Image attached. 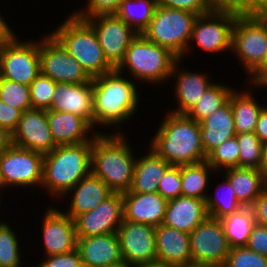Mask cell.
<instances>
[{"label": "cell", "instance_id": "1", "mask_svg": "<svg viewBox=\"0 0 267 267\" xmlns=\"http://www.w3.org/2000/svg\"><path fill=\"white\" fill-rule=\"evenodd\" d=\"M136 83L116 69L92 78L94 130L102 125L119 129L133 118L141 100Z\"/></svg>", "mask_w": 267, "mask_h": 267}, {"label": "cell", "instance_id": "2", "mask_svg": "<svg viewBox=\"0 0 267 267\" xmlns=\"http://www.w3.org/2000/svg\"><path fill=\"white\" fill-rule=\"evenodd\" d=\"M156 129L148 146L169 164H195L207 159L200 138V122L186 114L167 111Z\"/></svg>", "mask_w": 267, "mask_h": 267}, {"label": "cell", "instance_id": "3", "mask_svg": "<svg viewBox=\"0 0 267 267\" xmlns=\"http://www.w3.org/2000/svg\"><path fill=\"white\" fill-rule=\"evenodd\" d=\"M125 136L119 130L98 133L93 139L91 154V173L118 193L129 191L137 161L133 146Z\"/></svg>", "mask_w": 267, "mask_h": 267}, {"label": "cell", "instance_id": "4", "mask_svg": "<svg viewBox=\"0 0 267 267\" xmlns=\"http://www.w3.org/2000/svg\"><path fill=\"white\" fill-rule=\"evenodd\" d=\"M92 148L93 140L56 146L50 153L44 155L41 187L47 195L49 194L52 199H61L81 179L91 173Z\"/></svg>", "mask_w": 267, "mask_h": 267}, {"label": "cell", "instance_id": "5", "mask_svg": "<svg viewBox=\"0 0 267 267\" xmlns=\"http://www.w3.org/2000/svg\"><path fill=\"white\" fill-rule=\"evenodd\" d=\"M49 32L94 78L115 70L107 60L92 26L73 12Z\"/></svg>", "mask_w": 267, "mask_h": 267}, {"label": "cell", "instance_id": "6", "mask_svg": "<svg viewBox=\"0 0 267 267\" xmlns=\"http://www.w3.org/2000/svg\"><path fill=\"white\" fill-rule=\"evenodd\" d=\"M178 59L169 49L151 42L143 34H138L115 69L123 74L127 70L126 74H130L129 77L139 81V84L145 82L148 85H163L172 79V68Z\"/></svg>", "mask_w": 267, "mask_h": 267}, {"label": "cell", "instance_id": "7", "mask_svg": "<svg viewBox=\"0 0 267 267\" xmlns=\"http://www.w3.org/2000/svg\"><path fill=\"white\" fill-rule=\"evenodd\" d=\"M197 17L198 15L191 11L157 5L149 26L142 34L151 42L169 49L179 59H183L193 54L194 46L190 45V39Z\"/></svg>", "mask_w": 267, "mask_h": 267}, {"label": "cell", "instance_id": "8", "mask_svg": "<svg viewBox=\"0 0 267 267\" xmlns=\"http://www.w3.org/2000/svg\"><path fill=\"white\" fill-rule=\"evenodd\" d=\"M267 51V14L240 13L232 29L231 52L250 77L264 62Z\"/></svg>", "mask_w": 267, "mask_h": 267}, {"label": "cell", "instance_id": "9", "mask_svg": "<svg viewBox=\"0 0 267 267\" xmlns=\"http://www.w3.org/2000/svg\"><path fill=\"white\" fill-rule=\"evenodd\" d=\"M239 14L230 7L214 6L210 11L198 15L190 44L196 42L197 47L208 54L231 51L232 29Z\"/></svg>", "mask_w": 267, "mask_h": 267}, {"label": "cell", "instance_id": "10", "mask_svg": "<svg viewBox=\"0 0 267 267\" xmlns=\"http://www.w3.org/2000/svg\"><path fill=\"white\" fill-rule=\"evenodd\" d=\"M44 155L11 145L0 153V179L2 189L8 187H40ZM28 187V188H27Z\"/></svg>", "mask_w": 267, "mask_h": 267}, {"label": "cell", "instance_id": "11", "mask_svg": "<svg viewBox=\"0 0 267 267\" xmlns=\"http://www.w3.org/2000/svg\"><path fill=\"white\" fill-rule=\"evenodd\" d=\"M40 73L39 41L16 36L0 46V77L30 86Z\"/></svg>", "mask_w": 267, "mask_h": 267}, {"label": "cell", "instance_id": "12", "mask_svg": "<svg viewBox=\"0 0 267 267\" xmlns=\"http://www.w3.org/2000/svg\"><path fill=\"white\" fill-rule=\"evenodd\" d=\"M41 38V39H40ZM39 38L40 72L57 83H84L92 78L50 34Z\"/></svg>", "mask_w": 267, "mask_h": 267}, {"label": "cell", "instance_id": "13", "mask_svg": "<svg viewBox=\"0 0 267 267\" xmlns=\"http://www.w3.org/2000/svg\"><path fill=\"white\" fill-rule=\"evenodd\" d=\"M189 236L192 260L224 266L231 247L221 220L208 216Z\"/></svg>", "mask_w": 267, "mask_h": 267}, {"label": "cell", "instance_id": "14", "mask_svg": "<svg viewBox=\"0 0 267 267\" xmlns=\"http://www.w3.org/2000/svg\"><path fill=\"white\" fill-rule=\"evenodd\" d=\"M86 21L96 32L105 57L116 68L138 33L116 14L98 15Z\"/></svg>", "mask_w": 267, "mask_h": 267}, {"label": "cell", "instance_id": "15", "mask_svg": "<svg viewBox=\"0 0 267 267\" xmlns=\"http://www.w3.org/2000/svg\"><path fill=\"white\" fill-rule=\"evenodd\" d=\"M117 235L123 261L134 266L157 263L154 226L123 220Z\"/></svg>", "mask_w": 267, "mask_h": 267}, {"label": "cell", "instance_id": "16", "mask_svg": "<svg viewBox=\"0 0 267 267\" xmlns=\"http://www.w3.org/2000/svg\"><path fill=\"white\" fill-rule=\"evenodd\" d=\"M124 220L123 195L113 192L94 210L74 219L77 238L117 233Z\"/></svg>", "mask_w": 267, "mask_h": 267}, {"label": "cell", "instance_id": "17", "mask_svg": "<svg viewBox=\"0 0 267 267\" xmlns=\"http://www.w3.org/2000/svg\"><path fill=\"white\" fill-rule=\"evenodd\" d=\"M11 138L13 145L43 155L50 153L56 147L51 135L46 110L30 109L22 112Z\"/></svg>", "mask_w": 267, "mask_h": 267}, {"label": "cell", "instance_id": "18", "mask_svg": "<svg viewBox=\"0 0 267 267\" xmlns=\"http://www.w3.org/2000/svg\"><path fill=\"white\" fill-rule=\"evenodd\" d=\"M49 206L42 217L41 231L45 256L64 254L76 249L74 220L59 208Z\"/></svg>", "mask_w": 267, "mask_h": 267}, {"label": "cell", "instance_id": "19", "mask_svg": "<svg viewBox=\"0 0 267 267\" xmlns=\"http://www.w3.org/2000/svg\"><path fill=\"white\" fill-rule=\"evenodd\" d=\"M49 109L79 115L94 128L92 80L77 84L56 83Z\"/></svg>", "mask_w": 267, "mask_h": 267}, {"label": "cell", "instance_id": "20", "mask_svg": "<svg viewBox=\"0 0 267 267\" xmlns=\"http://www.w3.org/2000/svg\"><path fill=\"white\" fill-rule=\"evenodd\" d=\"M183 61V59H178L174 63L171 73V77H175L176 81L174 83V100L177 101V107L169 112L176 114H186L202 97V93H205L214 83L207 72H193L192 70L181 69L182 67L180 66L183 65Z\"/></svg>", "mask_w": 267, "mask_h": 267}, {"label": "cell", "instance_id": "21", "mask_svg": "<svg viewBox=\"0 0 267 267\" xmlns=\"http://www.w3.org/2000/svg\"><path fill=\"white\" fill-rule=\"evenodd\" d=\"M46 115L56 146L90 142L98 133H103L94 130L83 117L73 113L48 109Z\"/></svg>", "mask_w": 267, "mask_h": 267}, {"label": "cell", "instance_id": "22", "mask_svg": "<svg viewBox=\"0 0 267 267\" xmlns=\"http://www.w3.org/2000/svg\"><path fill=\"white\" fill-rule=\"evenodd\" d=\"M122 195L124 220L154 227L163 224L168 201L158 192L137 193L127 191Z\"/></svg>", "mask_w": 267, "mask_h": 267}, {"label": "cell", "instance_id": "23", "mask_svg": "<svg viewBox=\"0 0 267 267\" xmlns=\"http://www.w3.org/2000/svg\"><path fill=\"white\" fill-rule=\"evenodd\" d=\"M76 249L83 267H107L123 260L117 233L77 238Z\"/></svg>", "mask_w": 267, "mask_h": 267}, {"label": "cell", "instance_id": "24", "mask_svg": "<svg viewBox=\"0 0 267 267\" xmlns=\"http://www.w3.org/2000/svg\"><path fill=\"white\" fill-rule=\"evenodd\" d=\"M113 191L98 177L90 173L81 179L62 198L69 197L68 209L63 212L73 220L86 212L94 210Z\"/></svg>", "mask_w": 267, "mask_h": 267}, {"label": "cell", "instance_id": "25", "mask_svg": "<svg viewBox=\"0 0 267 267\" xmlns=\"http://www.w3.org/2000/svg\"><path fill=\"white\" fill-rule=\"evenodd\" d=\"M157 263L179 267L192 259L189 233L160 224L155 227Z\"/></svg>", "mask_w": 267, "mask_h": 267}, {"label": "cell", "instance_id": "26", "mask_svg": "<svg viewBox=\"0 0 267 267\" xmlns=\"http://www.w3.org/2000/svg\"><path fill=\"white\" fill-rule=\"evenodd\" d=\"M207 217L205 200L181 195L168 201L163 224L191 233Z\"/></svg>", "mask_w": 267, "mask_h": 267}, {"label": "cell", "instance_id": "27", "mask_svg": "<svg viewBox=\"0 0 267 267\" xmlns=\"http://www.w3.org/2000/svg\"><path fill=\"white\" fill-rule=\"evenodd\" d=\"M200 125V138L206 155L225 140L236 136L230 101L203 119Z\"/></svg>", "mask_w": 267, "mask_h": 267}, {"label": "cell", "instance_id": "28", "mask_svg": "<svg viewBox=\"0 0 267 267\" xmlns=\"http://www.w3.org/2000/svg\"><path fill=\"white\" fill-rule=\"evenodd\" d=\"M143 156H137L134 175L129 191L137 193L157 192L158 184L165 171L171 166L150 147Z\"/></svg>", "mask_w": 267, "mask_h": 267}, {"label": "cell", "instance_id": "29", "mask_svg": "<svg viewBox=\"0 0 267 267\" xmlns=\"http://www.w3.org/2000/svg\"><path fill=\"white\" fill-rule=\"evenodd\" d=\"M225 176L239 203L243 207H250L253 201L265 190V175L261 170L246 167H231L221 172Z\"/></svg>", "mask_w": 267, "mask_h": 267}, {"label": "cell", "instance_id": "30", "mask_svg": "<svg viewBox=\"0 0 267 267\" xmlns=\"http://www.w3.org/2000/svg\"><path fill=\"white\" fill-rule=\"evenodd\" d=\"M243 90L245 91L234 88L228 99L231 103L236 133L254 132L261 110L266 106L259 104L252 92Z\"/></svg>", "mask_w": 267, "mask_h": 267}, {"label": "cell", "instance_id": "31", "mask_svg": "<svg viewBox=\"0 0 267 267\" xmlns=\"http://www.w3.org/2000/svg\"><path fill=\"white\" fill-rule=\"evenodd\" d=\"M215 169L205 160L195 164L181 165L182 196L206 200L211 173ZM206 192V193H205Z\"/></svg>", "mask_w": 267, "mask_h": 267}, {"label": "cell", "instance_id": "32", "mask_svg": "<svg viewBox=\"0 0 267 267\" xmlns=\"http://www.w3.org/2000/svg\"><path fill=\"white\" fill-rule=\"evenodd\" d=\"M231 248L246 246L249 235L255 225L250 207H242L234 214L220 219Z\"/></svg>", "mask_w": 267, "mask_h": 267}, {"label": "cell", "instance_id": "33", "mask_svg": "<svg viewBox=\"0 0 267 267\" xmlns=\"http://www.w3.org/2000/svg\"><path fill=\"white\" fill-rule=\"evenodd\" d=\"M156 6V0H124L116 15L136 33L142 34L150 24Z\"/></svg>", "mask_w": 267, "mask_h": 267}, {"label": "cell", "instance_id": "34", "mask_svg": "<svg viewBox=\"0 0 267 267\" xmlns=\"http://www.w3.org/2000/svg\"><path fill=\"white\" fill-rule=\"evenodd\" d=\"M233 89L232 86L214 82L186 115L196 122H201L228 101Z\"/></svg>", "mask_w": 267, "mask_h": 267}, {"label": "cell", "instance_id": "35", "mask_svg": "<svg viewBox=\"0 0 267 267\" xmlns=\"http://www.w3.org/2000/svg\"><path fill=\"white\" fill-rule=\"evenodd\" d=\"M223 178L221 184L219 183L215 189H218L219 191H215V194H213L214 196L208 194L205 200L208 216L219 220L228 215L234 214L243 207L239 203L233 187L227 178Z\"/></svg>", "mask_w": 267, "mask_h": 267}, {"label": "cell", "instance_id": "36", "mask_svg": "<svg viewBox=\"0 0 267 267\" xmlns=\"http://www.w3.org/2000/svg\"><path fill=\"white\" fill-rule=\"evenodd\" d=\"M19 240L11 225L0 220V267H22L23 254Z\"/></svg>", "mask_w": 267, "mask_h": 267}, {"label": "cell", "instance_id": "37", "mask_svg": "<svg viewBox=\"0 0 267 267\" xmlns=\"http://www.w3.org/2000/svg\"><path fill=\"white\" fill-rule=\"evenodd\" d=\"M239 145L238 167L260 170L262 142L254 132L237 133Z\"/></svg>", "mask_w": 267, "mask_h": 267}, {"label": "cell", "instance_id": "38", "mask_svg": "<svg viewBox=\"0 0 267 267\" xmlns=\"http://www.w3.org/2000/svg\"><path fill=\"white\" fill-rule=\"evenodd\" d=\"M0 100L22 112L32 109L30 86L1 77Z\"/></svg>", "mask_w": 267, "mask_h": 267}, {"label": "cell", "instance_id": "39", "mask_svg": "<svg viewBox=\"0 0 267 267\" xmlns=\"http://www.w3.org/2000/svg\"><path fill=\"white\" fill-rule=\"evenodd\" d=\"M239 145L236 137L225 140L221 145L213 149L208 155L206 161L220 173L221 171L238 167Z\"/></svg>", "mask_w": 267, "mask_h": 267}, {"label": "cell", "instance_id": "40", "mask_svg": "<svg viewBox=\"0 0 267 267\" xmlns=\"http://www.w3.org/2000/svg\"><path fill=\"white\" fill-rule=\"evenodd\" d=\"M56 83L41 72L30 84L32 109L48 110L51 107Z\"/></svg>", "mask_w": 267, "mask_h": 267}, {"label": "cell", "instance_id": "41", "mask_svg": "<svg viewBox=\"0 0 267 267\" xmlns=\"http://www.w3.org/2000/svg\"><path fill=\"white\" fill-rule=\"evenodd\" d=\"M223 267H267V257L246 246L231 248Z\"/></svg>", "mask_w": 267, "mask_h": 267}, {"label": "cell", "instance_id": "42", "mask_svg": "<svg viewBox=\"0 0 267 267\" xmlns=\"http://www.w3.org/2000/svg\"><path fill=\"white\" fill-rule=\"evenodd\" d=\"M157 192L167 201L182 195L181 165H171L159 181Z\"/></svg>", "mask_w": 267, "mask_h": 267}, {"label": "cell", "instance_id": "43", "mask_svg": "<svg viewBox=\"0 0 267 267\" xmlns=\"http://www.w3.org/2000/svg\"><path fill=\"white\" fill-rule=\"evenodd\" d=\"M124 0H87L84 8L75 9L73 13L83 19L92 18L98 15L116 14Z\"/></svg>", "mask_w": 267, "mask_h": 267}, {"label": "cell", "instance_id": "44", "mask_svg": "<svg viewBox=\"0 0 267 267\" xmlns=\"http://www.w3.org/2000/svg\"><path fill=\"white\" fill-rule=\"evenodd\" d=\"M157 5L172 9L191 11L197 15L210 11L214 5L210 0H156Z\"/></svg>", "mask_w": 267, "mask_h": 267}, {"label": "cell", "instance_id": "45", "mask_svg": "<svg viewBox=\"0 0 267 267\" xmlns=\"http://www.w3.org/2000/svg\"><path fill=\"white\" fill-rule=\"evenodd\" d=\"M44 257V261L39 262L41 264L37 263L38 265H36V267H83L82 260L77 249L64 254Z\"/></svg>", "mask_w": 267, "mask_h": 267}, {"label": "cell", "instance_id": "46", "mask_svg": "<svg viewBox=\"0 0 267 267\" xmlns=\"http://www.w3.org/2000/svg\"><path fill=\"white\" fill-rule=\"evenodd\" d=\"M246 247L267 257V226L255 223Z\"/></svg>", "mask_w": 267, "mask_h": 267}, {"label": "cell", "instance_id": "47", "mask_svg": "<svg viewBox=\"0 0 267 267\" xmlns=\"http://www.w3.org/2000/svg\"><path fill=\"white\" fill-rule=\"evenodd\" d=\"M22 111L5 104L0 100V126L5 128L11 134L17 127Z\"/></svg>", "mask_w": 267, "mask_h": 267}, {"label": "cell", "instance_id": "48", "mask_svg": "<svg viewBox=\"0 0 267 267\" xmlns=\"http://www.w3.org/2000/svg\"><path fill=\"white\" fill-rule=\"evenodd\" d=\"M257 224L267 226V191H263L250 206Z\"/></svg>", "mask_w": 267, "mask_h": 267}, {"label": "cell", "instance_id": "49", "mask_svg": "<svg viewBox=\"0 0 267 267\" xmlns=\"http://www.w3.org/2000/svg\"><path fill=\"white\" fill-rule=\"evenodd\" d=\"M267 0H239V13H266Z\"/></svg>", "mask_w": 267, "mask_h": 267}, {"label": "cell", "instance_id": "50", "mask_svg": "<svg viewBox=\"0 0 267 267\" xmlns=\"http://www.w3.org/2000/svg\"><path fill=\"white\" fill-rule=\"evenodd\" d=\"M254 133L258 136L260 141H267V107L265 106L258 117Z\"/></svg>", "mask_w": 267, "mask_h": 267}, {"label": "cell", "instance_id": "51", "mask_svg": "<svg viewBox=\"0 0 267 267\" xmlns=\"http://www.w3.org/2000/svg\"><path fill=\"white\" fill-rule=\"evenodd\" d=\"M7 22L8 21H5L4 17L0 13V46L12 41L16 37V33Z\"/></svg>", "mask_w": 267, "mask_h": 267}, {"label": "cell", "instance_id": "52", "mask_svg": "<svg viewBox=\"0 0 267 267\" xmlns=\"http://www.w3.org/2000/svg\"><path fill=\"white\" fill-rule=\"evenodd\" d=\"M267 78V51L263 64L249 77L246 85H259Z\"/></svg>", "mask_w": 267, "mask_h": 267}, {"label": "cell", "instance_id": "53", "mask_svg": "<svg viewBox=\"0 0 267 267\" xmlns=\"http://www.w3.org/2000/svg\"><path fill=\"white\" fill-rule=\"evenodd\" d=\"M12 145L11 133L0 126V153Z\"/></svg>", "mask_w": 267, "mask_h": 267}, {"label": "cell", "instance_id": "54", "mask_svg": "<svg viewBox=\"0 0 267 267\" xmlns=\"http://www.w3.org/2000/svg\"><path fill=\"white\" fill-rule=\"evenodd\" d=\"M217 7H230L239 12V0H210Z\"/></svg>", "mask_w": 267, "mask_h": 267}, {"label": "cell", "instance_id": "55", "mask_svg": "<svg viewBox=\"0 0 267 267\" xmlns=\"http://www.w3.org/2000/svg\"><path fill=\"white\" fill-rule=\"evenodd\" d=\"M260 170L267 176V141L262 143Z\"/></svg>", "mask_w": 267, "mask_h": 267}, {"label": "cell", "instance_id": "56", "mask_svg": "<svg viewBox=\"0 0 267 267\" xmlns=\"http://www.w3.org/2000/svg\"><path fill=\"white\" fill-rule=\"evenodd\" d=\"M179 267H218L209 262L197 261V260H190L187 263L179 266Z\"/></svg>", "mask_w": 267, "mask_h": 267}, {"label": "cell", "instance_id": "57", "mask_svg": "<svg viewBox=\"0 0 267 267\" xmlns=\"http://www.w3.org/2000/svg\"><path fill=\"white\" fill-rule=\"evenodd\" d=\"M134 267H175V266L165 265L161 263H152V264L135 265Z\"/></svg>", "mask_w": 267, "mask_h": 267}, {"label": "cell", "instance_id": "58", "mask_svg": "<svg viewBox=\"0 0 267 267\" xmlns=\"http://www.w3.org/2000/svg\"><path fill=\"white\" fill-rule=\"evenodd\" d=\"M107 267H134V265L122 260L119 263L112 264Z\"/></svg>", "mask_w": 267, "mask_h": 267}, {"label": "cell", "instance_id": "59", "mask_svg": "<svg viewBox=\"0 0 267 267\" xmlns=\"http://www.w3.org/2000/svg\"><path fill=\"white\" fill-rule=\"evenodd\" d=\"M252 88H261V89H264L265 87H267V78L261 83V84H259V85H254V84H252Z\"/></svg>", "mask_w": 267, "mask_h": 267}, {"label": "cell", "instance_id": "60", "mask_svg": "<svg viewBox=\"0 0 267 267\" xmlns=\"http://www.w3.org/2000/svg\"><path fill=\"white\" fill-rule=\"evenodd\" d=\"M3 192V189H2V182H1V179H0V194L3 196V195H5V194H3L2 192Z\"/></svg>", "mask_w": 267, "mask_h": 267}, {"label": "cell", "instance_id": "61", "mask_svg": "<svg viewBox=\"0 0 267 267\" xmlns=\"http://www.w3.org/2000/svg\"><path fill=\"white\" fill-rule=\"evenodd\" d=\"M265 191H267V176H265Z\"/></svg>", "mask_w": 267, "mask_h": 267}, {"label": "cell", "instance_id": "62", "mask_svg": "<svg viewBox=\"0 0 267 267\" xmlns=\"http://www.w3.org/2000/svg\"><path fill=\"white\" fill-rule=\"evenodd\" d=\"M2 199V200H1ZM2 201H3V198H2V195L0 194V209H1V206H2ZM1 211V210H0ZM1 219V218H0Z\"/></svg>", "mask_w": 267, "mask_h": 267}]
</instances>
